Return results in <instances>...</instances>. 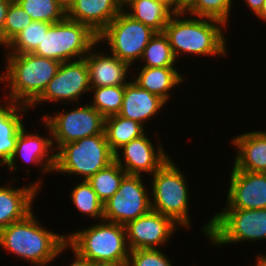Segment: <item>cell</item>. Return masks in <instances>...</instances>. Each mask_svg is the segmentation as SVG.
I'll list each match as a JSON object with an SVG mask.
<instances>
[{
    "instance_id": "836d02e7",
    "label": "cell",
    "mask_w": 266,
    "mask_h": 266,
    "mask_svg": "<svg viewBox=\"0 0 266 266\" xmlns=\"http://www.w3.org/2000/svg\"><path fill=\"white\" fill-rule=\"evenodd\" d=\"M127 266H172V263L158 248L137 249L130 251Z\"/></svg>"
},
{
    "instance_id": "f546056e",
    "label": "cell",
    "mask_w": 266,
    "mask_h": 266,
    "mask_svg": "<svg viewBox=\"0 0 266 266\" xmlns=\"http://www.w3.org/2000/svg\"><path fill=\"white\" fill-rule=\"evenodd\" d=\"M90 91L94 93L90 105L105 118L119 114L122 108L124 85L91 87Z\"/></svg>"
},
{
    "instance_id": "5bb4252c",
    "label": "cell",
    "mask_w": 266,
    "mask_h": 266,
    "mask_svg": "<svg viewBox=\"0 0 266 266\" xmlns=\"http://www.w3.org/2000/svg\"><path fill=\"white\" fill-rule=\"evenodd\" d=\"M156 147L145 133L118 149L115 162L129 175H153L170 158L162 144Z\"/></svg>"
},
{
    "instance_id": "5b68a950",
    "label": "cell",
    "mask_w": 266,
    "mask_h": 266,
    "mask_svg": "<svg viewBox=\"0 0 266 266\" xmlns=\"http://www.w3.org/2000/svg\"><path fill=\"white\" fill-rule=\"evenodd\" d=\"M202 232L217 246L264 241L266 209H222L202 227Z\"/></svg>"
},
{
    "instance_id": "9c48e42d",
    "label": "cell",
    "mask_w": 266,
    "mask_h": 266,
    "mask_svg": "<svg viewBox=\"0 0 266 266\" xmlns=\"http://www.w3.org/2000/svg\"><path fill=\"white\" fill-rule=\"evenodd\" d=\"M156 32L140 21L134 20L124 9L98 35V44H108L111 54L134 65Z\"/></svg>"
},
{
    "instance_id": "8fae6325",
    "label": "cell",
    "mask_w": 266,
    "mask_h": 266,
    "mask_svg": "<svg viewBox=\"0 0 266 266\" xmlns=\"http://www.w3.org/2000/svg\"><path fill=\"white\" fill-rule=\"evenodd\" d=\"M144 185L141 175L126 174L117 192L104 202L103 220L125 226L147 214L151 210V199Z\"/></svg>"
},
{
    "instance_id": "ba28073f",
    "label": "cell",
    "mask_w": 266,
    "mask_h": 266,
    "mask_svg": "<svg viewBox=\"0 0 266 266\" xmlns=\"http://www.w3.org/2000/svg\"><path fill=\"white\" fill-rule=\"evenodd\" d=\"M97 39L98 35L87 25L65 17L44 32V37L33 54L60 63L77 60L86 56L98 42Z\"/></svg>"
},
{
    "instance_id": "d590c367",
    "label": "cell",
    "mask_w": 266,
    "mask_h": 266,
    "mask_svg": "<svg viewBox=\"0 0 266 266\" xmlns=\"http://www.w3.org/2000/svg\"><path fill=\"white\" fill-rule=\"evenodd\" d=\"M195 0H172V11L174 13H186Z\"/></svg>"
},
{
    "instance_id": "277c9868",
    "label": "cell",
    "mask_w": 266,
    "mask_h": 266,
    "mask_svg": "<svg viewBox=\"0 0 266 266\" xmlns=\"http://www.w3.org/2000/svg\"><path fill=\"white\" fill-rule=\"evenodd\" d=\"M66 245L80 258L94 264L127 265L130 254L125 226L105 220L66 233Z\"/></svg>"
},
{
    "instance_id": "30bf717a",
    "label": "cell",
    "mask_w": 266,
    "mask_h": 266,
    "mask_svg": "<svg viewBox=\"0 0 266 266\" xmlns=\"http://www.w3.org/2000/svg\"><path fill=\"white\" fill-rule=\"evenodd\" d=\"M42 116L50 130L55 150L61 145L77 141L84 137L105 134V117L90 104L69 110ZM55 141V142H54Z\"/></svg>"
},
{
    "instance_id": "1f68e13d",
    "label": "cell",
    "mask_w": 266,
    "mask_h": 266,
    "mask_svg": "<svg viewBox=\"0 0 266 266\" xmlns=\"http://www.w3.org/2000/svg\"><path fill=\"white\" fill-rule=\"evenodd\" d=\"M232 2V0H195L186 14L216 19L228 25Z\"/></svg>"
},
{
    "instance_id": "ac0fdd59",
    "label": "cell",
    "mask_w": 266,
    "mask_h": 266,
    "mask_svg": "<svg viewBox=\"0 0 266 266\" xmlns=\"http://www.w3.org/2000/svg\"><path fill=\"white\" fill-rule=\"evenodd\" d=\"M98 42L84 57L89 68L90 86L105 87L126 85L131 66L113 54L96 52ZM95 51V52H94Z\"/></svg>"
},
{
    "instance_id": "f35d334b",
    "label": "cell",
    "mask_w": 266,
    "mask_h": 266,
    "mask_svg": "<svg viewBox=\"0 0 266 266\" xmlns=\"http://www.w3.org/2000/svg\"><path fill=\"white\" fill-rule=\"evenodd\" d=\"M256 16H257V18L261 19L262 21L263 20H264V22L266 21V0H264V3L262 5L261 10Z\"/></svg>"
},
{
    "instance_id": "7402d4cb",
    "label": "cell",
    "mask_w": 266,
    "mask_h": 266,
    "mask_svg": "<svg viewBox=\"0 0 266 266\" xmlns=\"http://www.w3.org/2000/svg\"><path fill=\"white\" fill-rule=\"evenodd\" d=\"M4 99L2 101L7 103L0 104V167L6 165L13 156L20 130L24 127L22 115L29 108L11 99Z\"/></svg>"
},
{
    "instance_id": "7a4b0ae2",
    "label": "cell",
    "mask_w": 266,
    "mask_h": 266,
    "mask_svg": "<svg viewBox=\"0 0 266 266\" xmlns=\"http://www.w3.org/2000/svg\"><path fill=\"white\" fill-rule=\"evenodd\" d=\"M185 17V12L174 13L164 29L177 60L181 53L212 58L216 55L226 56L227 39L223 31L227 26L223 22L212 18Z\"/></svg>"
},
{
    "instance_id": "d4e9b609",
    "label": "cell",
    "mask_w": 266,
    "mask_h": 266,
    "mask_svg": "<svg viewBox=\"0 0 266 266\" xmlns=\"http://www.w3.org/2000/svg\"><path fill=\"white\" fill-rule=\"evenodd\" d=\"M145 127L137 121L113 115L105 118L104 133L110 149L115 153L131 140L144 135Z\"/></svg>"
},
{
    "instance_id": "ffe728a7",
    "label": "cell",
    "mask_w": 266,
    "mask_h": 266,
    "mask_svg": "<svg viewBox=\"0 0 266 266\" xmlns=\"http://www.w3.org/2000/svg\"><path fill=\"white\" fill-rule=\"evenodd\" d=\"M166 102L151 92L140 88L134 81L124 85L122 108L118 115L137 121L143 126L148 123Z\"/></svg>"
},
{
    "instance_id": "f1b7e54d",
    "label": "cell",
    "mask_w": 266,
    "mask_h": 266,
    "mask_svg": "<svg viewBox=\"0 0 266 266\" xmlns=\"http://www.w3.org/2000/svg\"><path fill=\"white\" fill-rule=\"evenodd\" d=\"M71 192V200L76 209L95 220L104 219L103 203L87 180H81Z\"/></svg>"
},
{
    "instance_id": "60d3db41",
    "label": "cell",
    "mask_w": 266,
    "mask_h": 266,
    "mask_svg": "<svg viewBox=\"0 0 266 266\" xmlns=\"http://www.w3.org/2000/svg\"><path fill=\"white\" fill-rule=\"evenodd\" d=\"M255 266H266V261L260 256H256V264Z\"/></svg>"
},
{
    "instance_id": "cb8c5ba5",
    "label": "cell",
    "mask_w": 266,
    "mask_h": 266,
    "mask_svg": "<svg viewBox=\"0 0 266 266\" xmlns=\"http://www.w3.org/2000/svg\"><path fill=\"white\" fill-rule=\"evenodd\" d=\"M126 8L130 10L126 11ZM124 12L140 21L156 33L164 32L174 12L164 3L156 0H132L124 7Z\"/></svg>"
},
{
    "instance_id": "4316f807",
    "label": "cell",
    "mask_w": 266,
    "mask_h": 266,
    "mask_svg": "<svg viewBox=\"0 0 266 266\" xmlns=\"http://www.w3.org/2000/svg\"><path fill=\"white\" fill-rule=\"evenodd\" d=\"M126 174L125 170L114 161L106 168L96 172L87 181L104 204L117 192Z\"/></svg>"
},
{
    "instance_id": "8992f818",
    "label": "cell",
    "mask_w": 266,
    "mask_h": 266,
    "mask_svg": "<svg viewBox=\"0 0 266 266\" xmlns=\"http://www.w3.org/2000/svg\"><path fill=\"white\" fill-rule=\"evenodd\" d=\"M151 210L190 228L189 188L186 175L169 158L151 177Z\"/></svg>"
},
{
    "instance_id": "e575fe53",
    "label": "cell",
    "mask_w": 266,
    "mask_h": 266,
    "mask_svg": "<svg viewBox=\"0 0 266 266\" xmlns=\"http://www.w3.org/2000/svg\"><path fill=\"white\" fill-rule=\"evenodd\" d=\"M13 0H0V45L3 46V27L10 3Z\"/></svg>"
},
{
    "instance_id": "2e32d148",
    "label": "cell",
    "mask_w": 266,
    "mask_h": 266,
    "mask_svg": "<svg viewBox=\"0 0 266 266\" xmlns=\"http://www.w3.org/2000/svg\"><path fill=\"white\" fill-rule=\"evenodd\" d=\"M43 125H45V128L49 132L48 137L40 136V134L34 132L28 134L25 130V125L20 130L13 156L5 165L11 172L18 169V166H15V161L17 162L19 159L18 157H21V160L25 163H33L35 165L37 164V166L40 164L39 166L42 167L43 173L54 172L55 153L50 154L55 150L52 142L51 130L45 122Z\"/></svg>"
},
{
    "instance_id": "83f0119b",
    "label": "cell",
    "mask_w": 266,
    "mask_h": 266,
    "mask_svg": "<svg viewBox=\"0 0 266 266\" xmlns=\"http://www.w3.org/2000/svg\"><path fill=\"white\" fill-rule=\"evenodd\" d=\"M52 24L33 20L29 26L20 31L5 47L8 54L33 53L44 37V32ZM9 50V51H8Z\"/></svg>"
},
{
    "instance_id": "52a82bcc",
    "label": "cell",
    "mask_w": 266,
    "mask_h": 266,
    "mask_svg": "<svg viewBox=\"0 0 266 266\" xmlns=\"http://www.w3.org/2000/svg\"><path fill=\"white\" fill-rule=\"evenodd\" d=\"M56 151L53 171L69 176L80 175L82 180H88L115 161L105 134L81 138L61 145Z\"/></svg>"
},
{
    "instance_id": "603a6c76",
    "label": "cell",
    "mask_w": 266,
    "mask_h": 266,
    "mask_svg": "<svg viewBox=\"0 0 266 266\" xmlns=\"http://www.w3.org/2000/svg\"><path fill=\"white\" fill-rule=\"evenodd\" d=\"M177 67H142L133 80L140 88L169 103L170 91L185 81L184 77L176 69Z\"/></svg>"
},
{
    "instance_id": "8d00e7d4",
    "label": "cell",
    "mask_w": 266,
    "mask_h": 266,
    "mask_svg": "<svg viewBox=\"0 0 266 266\" xmlns=\"http://www.w3.org/2000/svg\"><path fill=\"white\" fill-rule=\"evenodd\" d=\"M247 6L250 8V11H252L255 16L260 12L262 5L264 3V0H245Z\"/></svg>"
},
{
    "instance_id": "74e56055",
    "label": "cell",
    "mask_w": 266,
    "mask_h": 266,
    "mask_svg": "<svg viewBox=\"0 0 266 266\" xmlns=\"http://www.w3.org/2000/svg\"><path fill=\"white\" fill-rule=\"evenodd\" d=\"M74 258L75 260L70 262L71 265L69 264V266H94L95 265L94 263L88 260H84L80 258L76 253H74Z\"/></svg>"
},
{
    "instance_id": "f6af8a7d",
    "label": "cell",
    "mask_w": 266,
    "mask_h": 266,
    "mask_svg": "<svg viewBox=\"0 0 266 266\" xmlns=\"http://www.w3.org/2000/svg\"><path fill=\"white\" fill-rule=\"evenodd\" d=\"M260 256L266 261V255L260 254Z\"/></svg>"
},
{
    "instance_id": "484cf974",
    "label": "cell",
    "mask_w": 266,
    "mask_h": 266,
    "mask_svg": "<svg viewBox=\"0 0 266 266\" xmlns=\"http://www.w3.org/2000/svg\"><path fill=\"white\" fill-rule=\"evenodd\" d=\"M142 67H176L175 58L168 37L162 33H155L146 45L140 61Z\"/></svg>"
},
{
    "instance_id": "6da1fadb",
    "label": "cell",
    "mask_w": 266,
    "mask_h": 266,
    "mask_svg": "<svg viewBox=\"0 0 266 266\" xmlns=\"http://www.w3.org/2000/svg\"><path fill=\"white\" fill-rule=\"evenodd\" d=\"M34 215L32 211L23 220L2 229L0 246L35 266H47L69 247L65 234L45 229Z\"/></svg>"
},
{
    "instance_id": "9a60e30c",
    "label": "cell",
    "mask_w": 266,
    "mask_h": 266,
    "mask_svg": "<svg viewBox=\"0 0 266 266\" xmlns=\"http://www.w3.org/2000/svg\"><path fill=\"white\" fill-rule=\"evenodd\" d=\"M229 182L223 209H266V173L238 170L233 165Z\"/></svg>"
},
{
    "instance_id": "ee69618b",
    "label": "cell",
    "mask_w": 266,
    "mask_h": 266,
    "mask_svg": "<svg viewBox=\"0 0 266 266\" xmlns=\"http://www.w3.org/2000/svg\"><path fill=\"white\" fill-rule=\"evenodd\" d=\"M94 266H127V265H118V264H95Z\"/></svg>"
},
{
    "instance_id": "44dd1931",
    "label": "cell",
    "mask_w": 266,
    "mask_h": 266,
    "mask_svg": "<svg viewBox=\"0 0 266 266\" xmlns=\"http://www.w3.org/2000/svg\"><path fill=\"white\" fill-rule=\"evenodd\" d=\"M231 140L237 150L233 165L238 170L266 173V130L244 132Z\"/></svg>"
},
{
    "instance_id": "3957f363",
    "label": "cell",
    "mask_w": 266,
    "mask_h": 266,
    "mask_svg": "<svg viewBox=\"0 0 266 266\" xmlns=\"http://www.w3.org/2000/svg\"><path fill=\"white\" fill-rule=\"evenodd\" d=\"M5 59L6 70L5 73L2 72L0 81L10 88L6 98L27 106L43 93L61 64L57 60L33 53H6Z\"/></svg>"
},
{
    "instance_id": "4fadbf2b",
    "label": "cell",
    "mask_w": 266,
    "mask_h": 266,
    "mask_svg": "<svg viewBox=\"0 0 266 266\" xmlns=\"http://www.w3.org/2000/svg\"><path fill=\"white\" fill-rule=\"evenodd\" d=\"M177 227L180 226L171 218L150 210L125 225L129 249H157L164 246L174 236Z\"/></svg>"
},
{
    "instance_id": "d6986e66",
    "label": "cell",
    "mask_w": 266,
    "mask_h": 266,
    "mask_svg": "<svg viewBox=\"0 0 266 266\" xmlns=\"http://www.w3.org/2000/svg\"><path fill=\"white\" fill-rule=\"evenodd\" d=\"M122 10L118 0H76L66 11V17L87 25L99 35Z\"/></svg>"
},
{
    "instance_id": "7c38bea8",
    "label": "cell",
    "mask_w": 266,
    "mask_h": 266,
    "mask_svg": "<svg viewBox=\"0 0 266 266\" xmlns=\"http://www.w3.org/2000/svg\"><path fill=\"white\" fill-rule=\"evenodd\" d=\"M90 89L89 68L85 58L66 61L60 64L54 78L29 107H35L41 102L58 103L61 100H65V105L67 101L73 104V101L77 102Z\"/></svg>"
},
{
    "instance_id": "ab89813d",
    "label": "cell",
    "mask_w": 266,
    "mask_h": 266,
    "mask_svg": "<svg viewBox=\"0 0 266 266\" xmlns=\"http://www.w3.org/2000/svg\"><path fill=\"white\" fill-rule=\"evenodd\" d=\"M76 0H58L59 4L67 11Z\"/></svg>"
},
{
    "instance_id": "4dcf8cb0",
    "label": "cell",
    "mask_w": 266,
    "mask_h": 266,
    "mask_svg": "<svg viewBox=\"0 0 266 266\" xmlns=\"http://www.w3.org/2000/svg\"><path fill=\"white\" fill-rule=\"evenodd\" d=\"M32 20L44 21L50 24L62 21L66 10L58 0H15Z\"/></svg>"
},
{
    "instance_id": "d6a6232c",
    "label": "cell",
    "mask_w": 266,
    "mask_h": 266,
    "mask_svg": "<svg viewBox=\"0 0 266 266\" xmlns=\"http://www.w3.org/2000/svg\"><path fill=\"white\" fill-rule=\"evenodd\" d=\"M32 21L23 8L13 0L8 7L3 27V46H6L20 31L29 26Z\"/></svg>"
},
{
    "instance_id": "7bdbcfd3",
    "label": "cell",
    "mask_w": 266,
    "mask_h": 266,
    "mask_svg": "<svg viewBox=\"0 0 266 266\" xmlns=\"http://www.w3.org/2000/svg\"><path fill=\"white\" fill-rule=\"evenodd\" d=\"M164 3L166 6H168L172 10V0H156Z\"/></svg>"
},
{
    "instance_id": "b9f144b4",
    "label": "cell",
    "mask_w": 266,
    "mask_h": 266,
    "mask_svg": "<svg viewBox=\"0 0 266 266\" xmlns=\"http://www.w3.org/2000/svg\"><path fill=\"white\" fill-rule=\"evenodd\" d=\"M132 0H118V3H119V5H120V7L122 8V9H124V7L128 4V3H130Z\"/></svg>"
},
{
    "instance_id": "e0dca14e",
    "label": "cell",
    "mask_w": 266,
    "mask_h": 266,
    "mask_svg": "<svg viewBox=\"0 0 266 266\" xmlns=\"http://www.w3.org/2000/svg\"><path fill=\"white\" fill-rule=\"evenodd\" d=\"M41 182L40 179L19 188L12 186L10 181L8 186L0 185V231L11 223L23 220L33 211L32 202L39 193Z\"/></svg>"
}]
</instances>
